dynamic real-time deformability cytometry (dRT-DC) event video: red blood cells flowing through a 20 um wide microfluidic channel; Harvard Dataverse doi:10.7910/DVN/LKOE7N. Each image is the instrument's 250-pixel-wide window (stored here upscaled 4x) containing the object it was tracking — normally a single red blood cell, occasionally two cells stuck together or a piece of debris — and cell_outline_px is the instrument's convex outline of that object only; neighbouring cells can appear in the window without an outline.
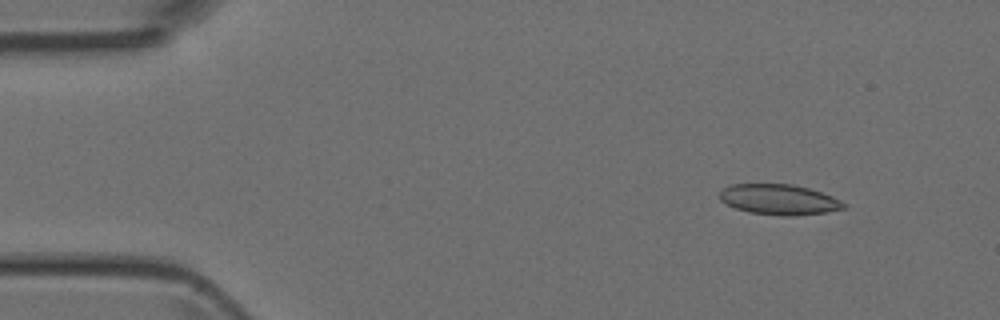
{"species": "Egyptian fruit bat (a non-hibernating species)", "species_latin": "Rousettus aegyptiacus", "temperature_condition": "room temperature", "stored_images_in_passage": 8, "camera_frame_rate_fps": 3000, "um_per_image_px": 0.085, "animal": {"sex": "female"}, "frame": {"image": 1, "passage_image": 2, "time_ms": 1.0, "image_size_px": [1000, 320], "cell_outline_px": [[848, 204], [844, 208], [828, 212], [792, 216], [780, 216], [748, 212], [736, 208], [720, 200], [720, 192], [724, 188], [732, 184], [792, 184], [808, 188], [832, 196]], "centroid_in_image_um": [66.24, 16.97], "position_along_channel_um": 18.8, "area_um2": 21.96}}
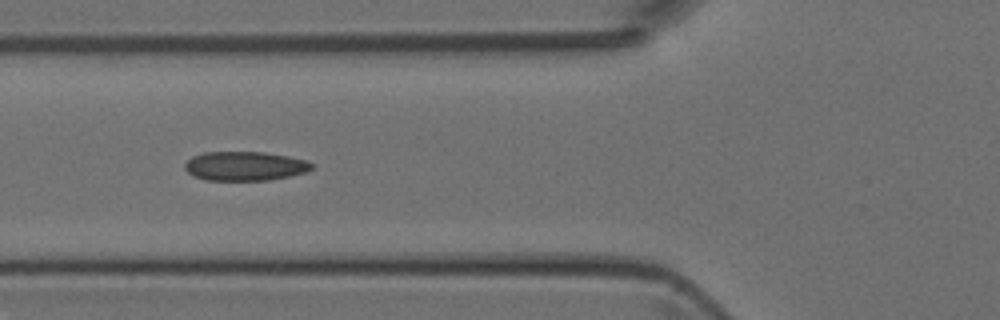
{"frame": {"image": 2, "passage_image": 5, "time_ms": 5.333, "image_size_px": [1000, 320], "cell_outline_px": [[316, 164], [312, 168], [304, 172], [288, 176], [268, 180], [204, 180], [192, 176], [184, 168], [184, 164], [192, 156], [204, 152], [264, 152], [288, 156], [304, 160]], "centroid_in_image_um": [20.78, 14.11], "position_along_channel_um": 105.0, "area_um2": 21.56}}
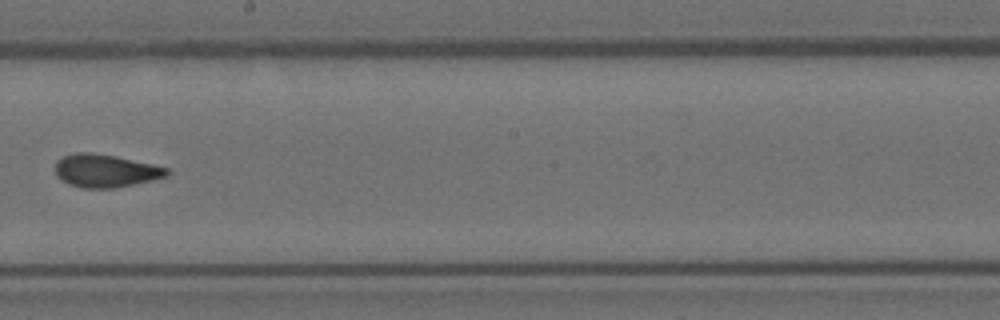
{"frame": {"image": 3, "passage_image": 8, "time_ms": 8.667, "image_size_px": [1000, 320], "cell_outline_px": [[168, 176], [152, 180], [112, 188], [84, 188], [68, 184], [60, 180], [56, 176], [56, 160], [64, 156], [76, 152], [92, 152], [116, 156], [152, 164], [168, 168]], "centroid_in_image_um": [8.93, 14.51], "position_along_channel_um": 239.3, "area_um2": 21.39}}